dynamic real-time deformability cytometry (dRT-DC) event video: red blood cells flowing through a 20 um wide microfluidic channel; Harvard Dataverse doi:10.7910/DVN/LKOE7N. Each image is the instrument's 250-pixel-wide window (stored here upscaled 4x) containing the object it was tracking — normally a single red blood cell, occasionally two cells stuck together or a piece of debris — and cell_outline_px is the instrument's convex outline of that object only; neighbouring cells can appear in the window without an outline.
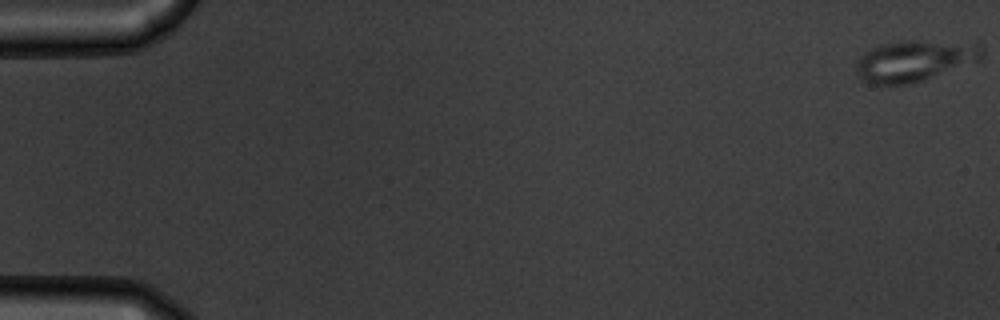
{"species": "common noctule bat (a hibernating species)", "species_latin": "Nyctalus noctula", "temperature_condition": "warm", "stored_images_in_passage": 56, "camera_frame_rate_fps": 3000, "um_per_image_px": 0.085, "animal": {"sex": "male", "body_mass_g": 19.5, "forearm_length_mm": 54.6}, "frame": {"image": 1, "passage_image": 1, "time_ms": 0.0, "image_size_px": [1000, 320], "cell_outline_px": [[984, 56], [980, 60], [908, 84], [872, 84], [864, 80], [856, 72], [856, 64], [860, 56], [864, 52], [880, 44], [900, 40], [916, 40], [984, 44]], "centroid_in_image_um": [77.74, 5.13], "position_along_channel_um": 7.3, "area_um2": 29.94}}
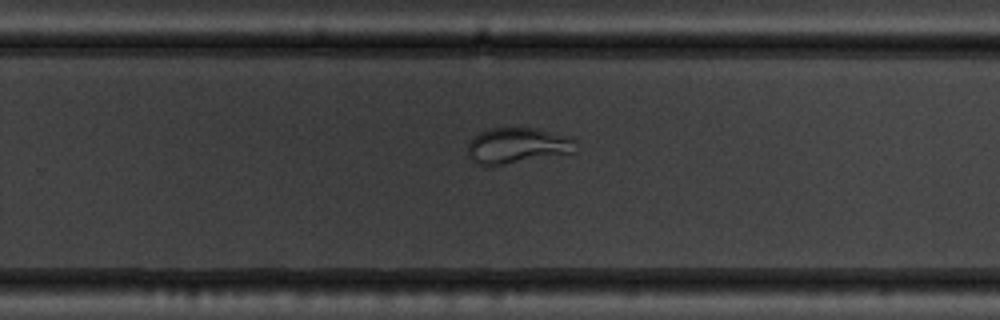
{"frame": {"image": 2, "passage_image": 37, "time_ms": 12.0, "image_size_px": [1000, 320], "cell_outline_px": [[576, 152], [500, 164], [476, 164], [468, 156], [468, 144], [480, 132], [488, 128], [540, 128], [568, 136], [576, 140]], "centroid_in_image_um": [44.01, 12.34], "position_along_channel_um": 285.8, "area_um2": 22.2}}
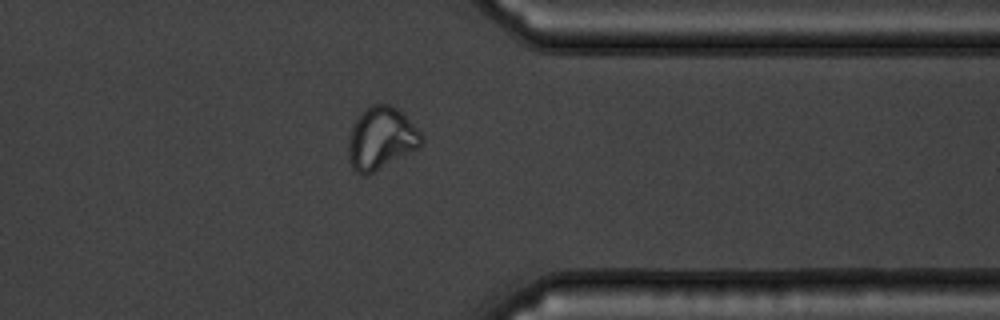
{"frame": {"image": 3, "passage_image": 45, "time_ms": 14.667, "image_size_px": [1000, 320], "cell_outline_px": [[424, 140], [416, 148], [368, 176], [364, 176], [356, 172], [352, 168], [348, 156], [348, 140], [352, 128], [356, 120], [372, 104], [388, 104], [396, 108], [424, 136]], "centroid_in_image_um": [32.36, 11.8], "position_along_channel_um": 379.0, "area_um2": 26.01}, "authors_computed_cell_mechanics": {"area_um2": 27.9174, "velocity_mm_per_s": 3.6855, "shape_relaxation_time_tau1_ms": 9.4867, "shape_relaxation_time_tau2_ms": null, "deformation_change_tau1": 0.1891, "deformation_change_tau2": null}}